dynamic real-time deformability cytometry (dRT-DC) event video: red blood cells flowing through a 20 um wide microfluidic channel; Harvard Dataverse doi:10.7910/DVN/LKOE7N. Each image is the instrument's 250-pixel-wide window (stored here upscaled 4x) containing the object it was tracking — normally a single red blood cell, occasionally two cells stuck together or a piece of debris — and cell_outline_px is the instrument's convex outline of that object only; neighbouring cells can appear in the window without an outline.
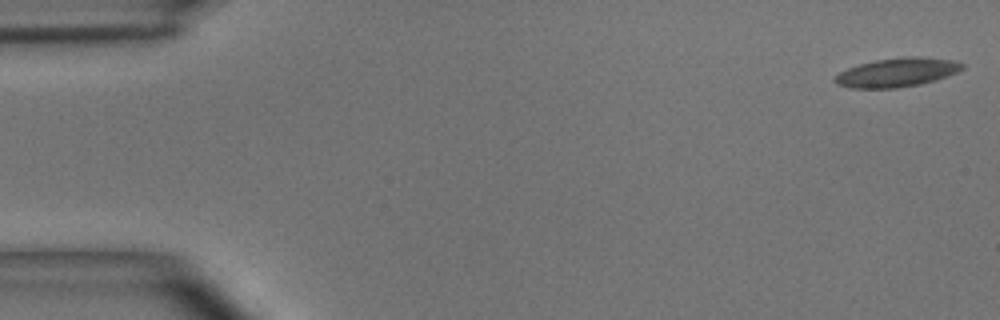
{"species": "common noctule bat (a hibernating species)", "species_latin": "Nyctalus noctula", "temperature_condition": "room temperature", "stored_images_in_passage": 14, "camera_frame_rate_fps": 3000, "um_per_image_px": 0.085, "animal": {"sex": "male", "body_mass_g": 15.6}, "frame": {"image": 1, "passage_image": 1, "time_ms": 0.0, "image_size_px": [1000, 320], "cell_outline_px": [[964, 68], [948, 76], [936, 80], [920, 84], [896, 88], [852, 88], [836, 84], [832, 80], [840, 72], [848, 68], [860, 64], [876, 60], [912, 56], [916, 56], [956, 60], [964, 64]], "centroid_in_image_um": [76.27, 6.16], "position_along_channel_um": 8.7, "area_um2": 21.39}}
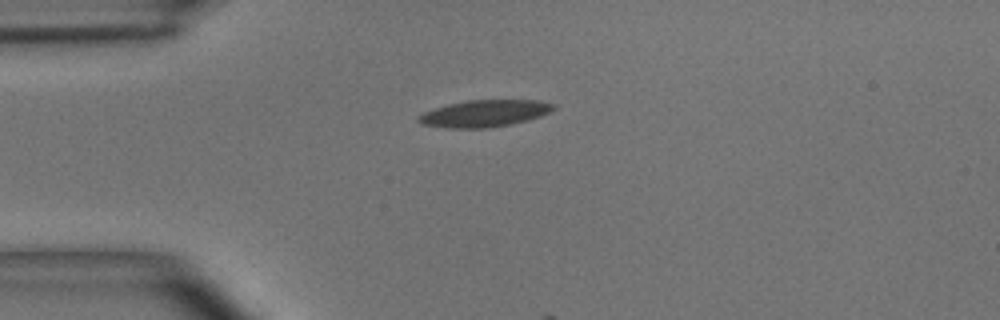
{"frame": {"image": 2, "passage_image": 13, "time_ms": 4.0, "image_size_px": [1000, 320], "cell_outline_px": [[556, 108], [552, 112], [528, 120], [488, 128], [448, 128], [420, 124], [416, 120], [416, 116], [424, 112], [448, 104], [468, 100], [536, 100], [556, 104]], "centroid_in_image_um": [41.18, 9.64], "position_along_channel_um": 43.8, "area_um2": 21.21}}